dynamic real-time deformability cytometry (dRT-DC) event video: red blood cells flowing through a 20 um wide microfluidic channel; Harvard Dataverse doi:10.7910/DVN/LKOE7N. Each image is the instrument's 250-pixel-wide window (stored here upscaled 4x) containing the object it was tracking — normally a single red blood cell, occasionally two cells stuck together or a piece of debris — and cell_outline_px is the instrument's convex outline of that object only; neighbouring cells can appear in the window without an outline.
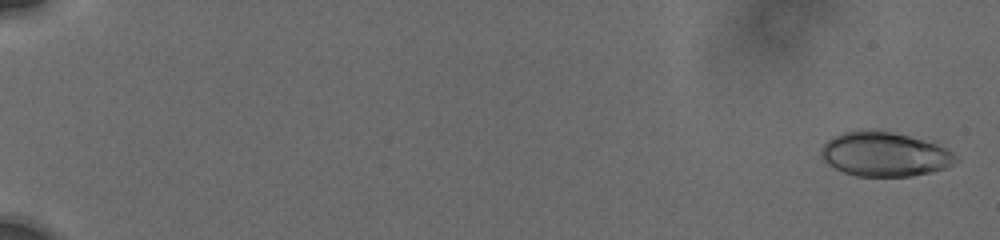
{"species": "human", "species_latin": "Homo sapiens", "temperature_condition": "cold", "stored_images_in_passage": 40, "camera_frame_rate_fps": 3000, "um_per_image_px": 0.085, "donor": {"sex": "male"}, "frame": {"image": 1, "passage_image": 2, "time_ms": 0.333, "image_size_px": [1000, 240], "cell_outline_px": [[960, 160], [944, 168], [912, 176], [856, 176], [844, 172], [828, 164], [824, 160], [820, 152], [820, 148], [832, 136], [844, 132], [860, 128], [876, 128], [908, 136], [936, 144], [948, 148]], "centroid_in_image_um": [75.16, 13.08], "position_along_channel_um": 9.8, "area_um2": 35.03}}
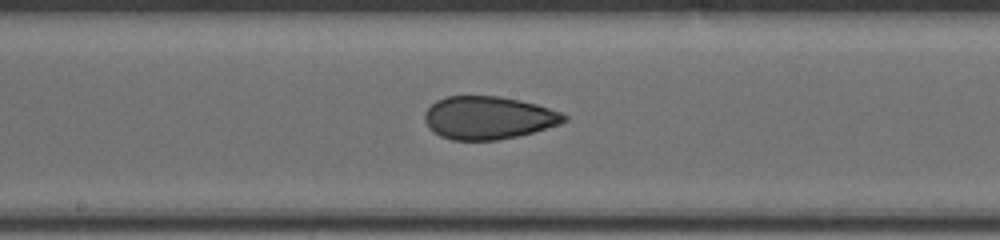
{"frame": {"image": 2, "passage_image": 24, "time_ms": 11.0, "image_size_px": [1000, 240], "cell_outline_px": [[568, 120], [560, 124], [532, 132], [516, 136], [496, 140], [452, 140], [440, 136], [432, 132], [428, 128], [424, 120], [424, 112], [436, 100], [444, 96], [496, 96], [520, 100], [536, 104], [560, 112], [568, 116]], "centroid_in_image_um": [41.47, 10.01], "position_along_channel_um": 206.7, "area_um2": 34.91}}
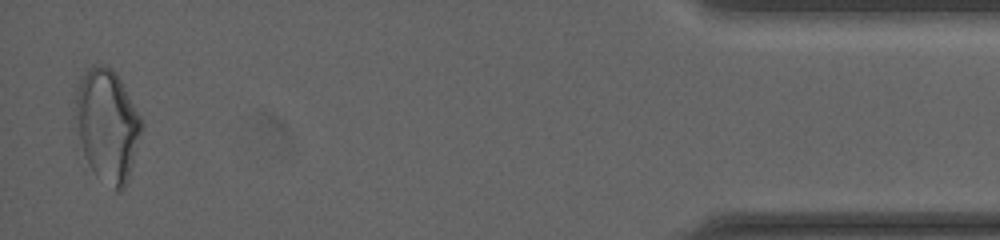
{"frame": {"image": 3, "passage_image": 40, "time_ms": 18.667, "image_size_px": [1000, 240], "cell_outline_px": [[144, 124], [128, 180], [124, 188], [120, 192], [116, 192], [96, 176], [88, 164], [72, 116], [76, 92], [80, 76], [92, 64], [104, 64], [112, 68], [120, 80], [140, 116]], "centroid_in_image_um": [9.09, 10.64], "position_along_channel_um": 426.1, "area_um2": 43.75}, "authors_computed_cell_mechanics": {"area_um2": 34.7956, "velocity_mm_per_s": 3.7616, "shape_relaxation_time_tau1_ms": null, "shape_relaxation_time_tau2_ms": 1.7717, "deformation_change_tau1": null, "deformation_change_tau2": 0.0656}}